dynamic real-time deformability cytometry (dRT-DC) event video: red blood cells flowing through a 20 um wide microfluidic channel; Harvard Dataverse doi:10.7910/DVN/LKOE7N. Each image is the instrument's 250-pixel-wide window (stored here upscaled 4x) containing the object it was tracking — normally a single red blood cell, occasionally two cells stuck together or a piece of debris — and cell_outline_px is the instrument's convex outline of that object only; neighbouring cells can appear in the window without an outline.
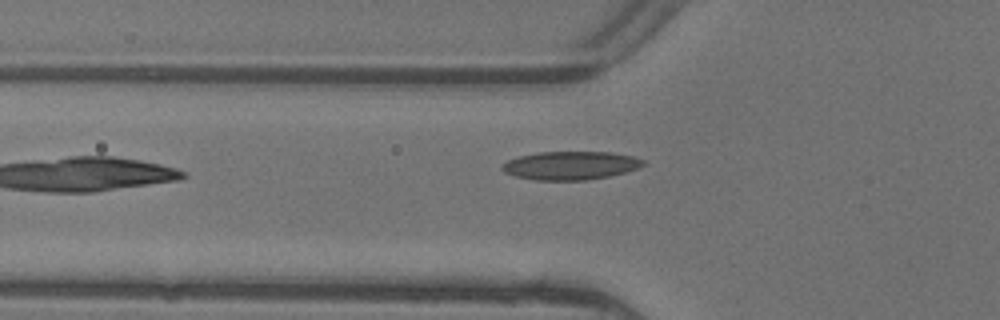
{"species": "common noctule bat (a hibernating species)", "species_latin": "Nyctalus noctula", "temperature_condition": "warm", "stored_images_in_passage": 5, "camera_frame_rate_fps": 3000, "um_per_image_px": 0.085, "animal": {"sex": "female"}, "frame": {"image": 1, "passage_image": 4, "time_ms": 1.0, "image_size_px": [1000, 320], "cell_outline_px": [[648, 164], [624, 172], [608, 176], [588, 180], [536, 180], [516, 176], [504, 172], [500, 168], [508, 160], [520, 156], [536, 152], [612, 152], [632, 156], [644, 160]], "centroid_in_image_um": [48.51, 14.06], "position_along_channel_um": 77.3, "area_um2": 23.24}}
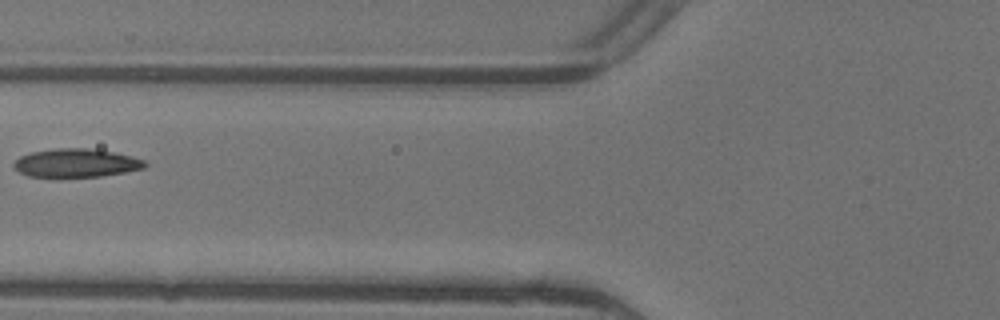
{"frame": {"image": 2, "passage_image": 5, "time_ms": 1.333, "image_size_px": [1000, 320], "cell_outline_px": [[148, 164], [144, 168], [124, 172], [100, 176], [60, 180], [28, 176], [20, 172], [12, 164], [20, 156], [32, 152], [56, 148], [88, 148], [112, 152], [132, 156], [144, 160]], "centroid_in_image_um": [6.43, 13.9], "position_along_channel_um": 119.4, "area_um2": 22.43}}